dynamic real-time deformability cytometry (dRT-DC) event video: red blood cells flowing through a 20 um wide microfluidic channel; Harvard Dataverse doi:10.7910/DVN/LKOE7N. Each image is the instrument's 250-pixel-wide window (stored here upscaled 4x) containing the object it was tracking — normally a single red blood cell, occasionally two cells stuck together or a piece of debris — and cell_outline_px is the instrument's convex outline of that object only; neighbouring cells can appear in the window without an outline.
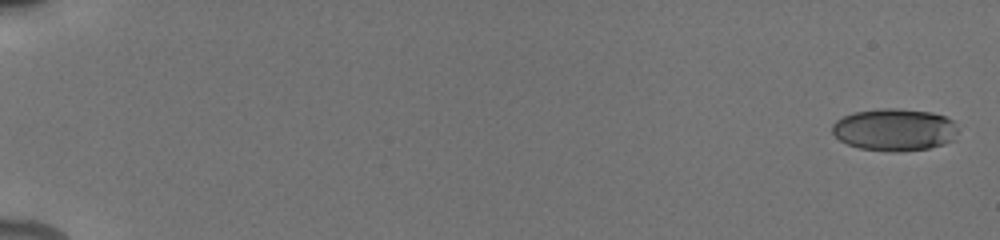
{"species": "human", "species_latin": "Homo sapiens", "temperature_condition": "cold", "stored_images_in_passage": 58, "camera_frame_rate_fps": 3000, "um_per_image_px": 0.085, "donor": {"sex": "male"}, "frame": {"image": 1, "passage_image": 1, "time_ms": 0.0, "image_size_px": [1000, 240], "cell_outline_px": [[956, 132], [952, 140], [944, 144], [928, 148], [896, 152], [860, 148], [848, 144], [840, 140], [832, 132], [832, 124], [836, 120], [844, 116], [856, 112], [884, 108], [900, 108], [932, 112], [944, 116], [952, 120], [956, 128]], "centroid_in_image_um": [76.02, 11.02], "position_along_channel_um": 9.0, "area_um2": 30.75}}
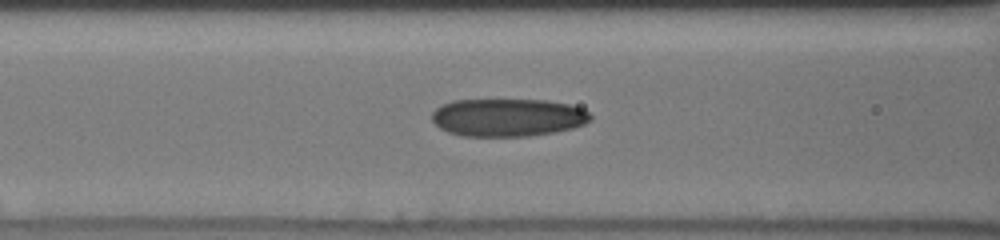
{"frame": {"image": 2, "passage_image": 27, "time_ms": 8.0, "image_size_px": [1000, 240], "cell_outline_px": [[592, 120], [584, 124], [572, 128], [556, 132], [528, 136], [460, 136], [448, 132], [440, 128], [432, 120], [432, 112], [440, 104], [452, 100], [548, 100], [568, 104], [580, 108], [588, 112], [592, 116]], "centroid_in_image_um": [43.14, 9.98], "position_along_channel_um": 123.5, "area_um2": 35.2}}
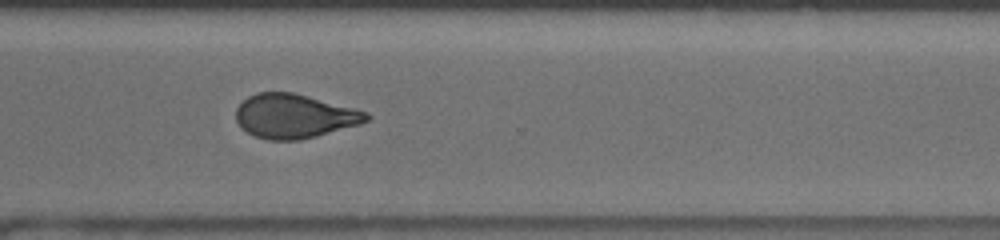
{"frame": {"image": 3, "passage_image": 45, "time_ms": 13.667, "image_size_px": [1000, 240], "cell_outline_px": [[372, 116], [368, 120], [360, 124], [316, 136], [300, 140], [268, 140], [256, 136], [248, 132], [236, 120], [236, 108], [248, 96], [256, 92], [292, 92], [308, 96], [368, 112]], "centroid_in_image_um": [25.03, 9.87], "position_along_channel_um": 345.6, "area_um2": 33.29}, "authors_computed_cell_mechanics": {"area_um2": 33.6107, "velocity_mm_per_s": 3.9232, "shape_relaxation_time_tau1_ms": 6.9717, "shape_relaxation_time_tau2_ms": 1.9097, "deformation_change_tau1": 0.1866, "deformation_change_tau2": 0.0906}}